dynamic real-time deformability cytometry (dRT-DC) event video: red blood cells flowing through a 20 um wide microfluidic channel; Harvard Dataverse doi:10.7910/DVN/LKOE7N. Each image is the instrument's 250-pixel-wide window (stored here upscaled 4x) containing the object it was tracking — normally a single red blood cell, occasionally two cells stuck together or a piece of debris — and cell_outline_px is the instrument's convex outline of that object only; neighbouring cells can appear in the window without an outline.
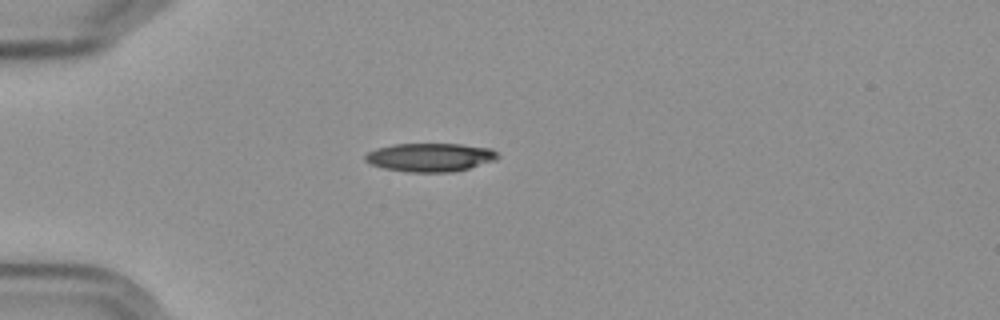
{"species": "Egyptian fruit bat (a non-hibernating species)", "species_latin": "Rousettus aegyptiacus", "temperature_condition": "cold", "stored_images_in_passage": 2, "camera_frame_rate_fps": 3000, "um_per_image_px": 0.085, "frame": {"image": 1, "passage_image": 1, "time_ms": 0.0, "image_size_px": [1000, 320], "cell_outline_px": [[500, 156], [492, 160], [468, 168], [452, 172], [408, 172], [384, 168], [372, 164], [364, 160], [364, 156], [368, 152], [376, 148], [392, 144], [460, 144], [492, 148]], "centroid_in_image_um": [36.53, 13.36], "position_along_channel_um": 48.5, "area_um2": 21.85}}